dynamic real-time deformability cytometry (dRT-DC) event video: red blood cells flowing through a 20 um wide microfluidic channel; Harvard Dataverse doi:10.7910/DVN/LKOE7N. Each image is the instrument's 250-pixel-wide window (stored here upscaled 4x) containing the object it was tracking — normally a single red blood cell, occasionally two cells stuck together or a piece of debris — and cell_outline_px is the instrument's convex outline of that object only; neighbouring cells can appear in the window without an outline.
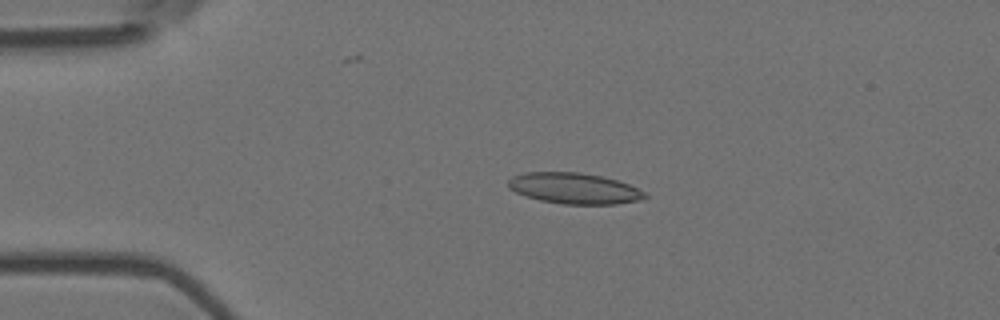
{"species": "Egyptian fruit bat (a non-hibernating species)", "species_latin": "Rousettus aegyptiacus", "temperature_condition": "room temperature", "stored_images_in_passage": 55, "camera_frame_rate_fps": 3000, "um_per_image_px": 0.085, "animal": {"sex": "female"}, "frame": {"image": 1, "passage_image": 12, "time_ms": 3.667, "image_size_px": [1000, 320], "cell_outline_px": [[648, 196], [640, 200], [616, 204], [564, 204], [540, 200], [524, 196], [508, 188], [508, 180], [512, 176], [524, 172], [580, 172], [604, 176], [628, 184], [644, 192]], "centroid_in_image_um": [48.78, 16.0], "position_along_channel_um": 36.2, "area_um2": 24.68}}
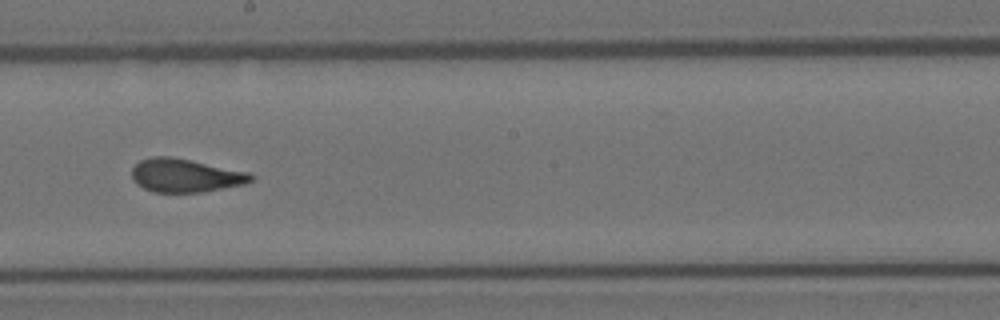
{"frame": {"image": 2, "passage_image": 31, "time_ms": 10.0, "image_size_px": [1000, 320], "cell_outline_px": [[256, 176], [252, 180], [244, 184], [200, 192], [152, 192], [136, 184], [132, 180], [132, 168], [140, 160], [152, 156], [172, 156], [248, 172]], "centroid_in_image_um": [15.72, 14.91], "position_along_channel_um": 232.5, "area_um2": 23.18}}
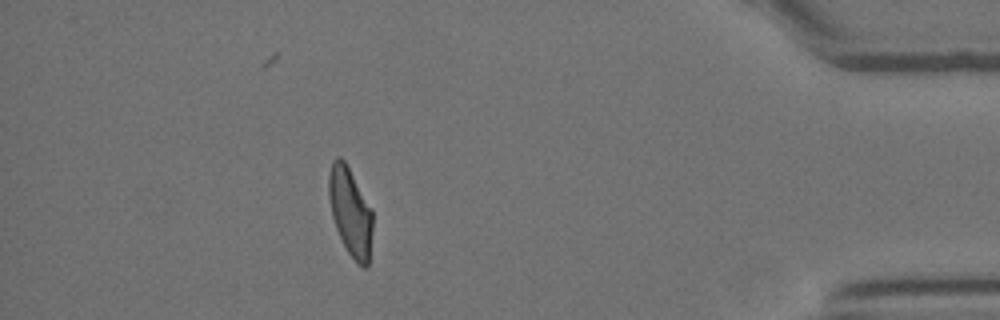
{"frame": {"image": 3, "passage_image": 49, "time_ms": 16.0, "image_size_px": [1000, 320], "cell_outline_px": [[372, 228], [368, 268], [364, 268], [348, 252], [336, 228], [332, 216], [328, 196], [328, 176], [332, 160], [336, 156], [340, 156], [344, 160], [372, 208]], "centroid_in_image_um": [29.77, 17.95], "position_along_channel_um": 405.4, "area_um2": 22.43}, "authors_computed_cell_mechanics": {"area_um2": 23.5246, "velocity_mm_per_s": 3.6863, "shape_relaxation_time_tau1_ms": 6.2785, "shape_relaxation_time_tau2_ms": 0.9461, "deformation_change_tau1": 0.1888, "deformation_change_tau2": 0.0726}}